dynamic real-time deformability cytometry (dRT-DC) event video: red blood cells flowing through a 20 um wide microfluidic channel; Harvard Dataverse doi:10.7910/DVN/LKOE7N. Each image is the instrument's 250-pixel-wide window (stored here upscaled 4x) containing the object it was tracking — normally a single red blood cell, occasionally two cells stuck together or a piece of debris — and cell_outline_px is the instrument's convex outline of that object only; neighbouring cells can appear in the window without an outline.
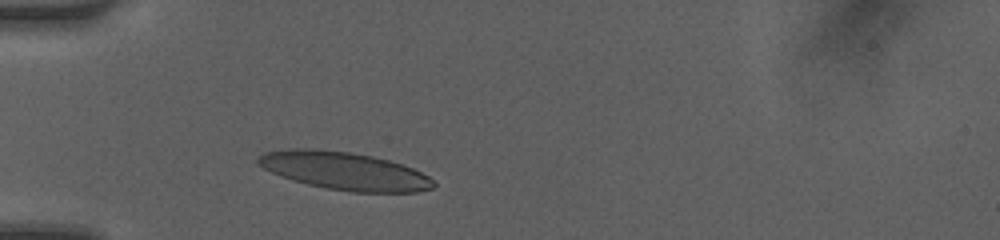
{"species": "human", "species_latin": "Homo sapiens", "temperature_condition": "room temperature", "stored_images_in_passage": 3, "camera_frame_rate_fps": 3000, "um_per_image_px": 0.085, "donor": {"sex": "female"}, "frame": {"image": 1, "passage_image": 1, "time_ms": 0.0, "image_size_px": [1000, 240], "cell_outline_px": [[436, 184], [432, 188], [416, 192], [352, 192], [328, 188], [308, 184], [292, 180], [280, 176], [264, 168], [256, 160], [264, 152], [288, 148], [312, 148], [348, 152], [372, 156], [388, 160], [412, 168], [428, 176]], "centroid_in_image_um": [29.26, 14.52], "position_along_channel_um": 55.7, "area_um2": 38.38}}
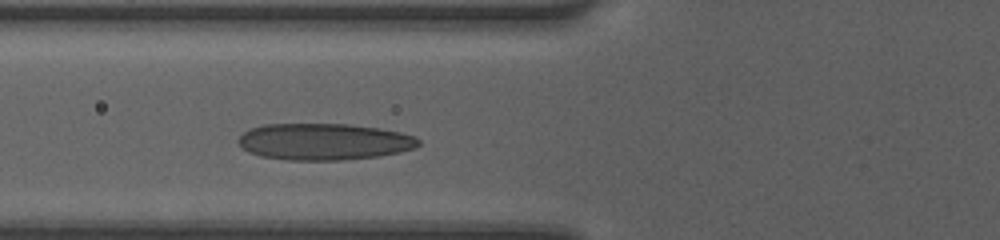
{"frame": {"image": 2, "passage_image": 3, "time_ms": 0.667, "image_size_px": [1000, 240], "cell_outline_px": [[420, 144], [416, 148], [400, 152], [380, 156], [344, 160], [284, 160], [260, 156], [248, 152], [236, 140], [248, 128], [264, 124], [348, 124], [380, 128], [400, 132], [416, 136], [420, 140]], "centroid_in_image_um": [27.55, 12.04], "position_along_channel_um": 98.2, "area_um2": 38.84}}